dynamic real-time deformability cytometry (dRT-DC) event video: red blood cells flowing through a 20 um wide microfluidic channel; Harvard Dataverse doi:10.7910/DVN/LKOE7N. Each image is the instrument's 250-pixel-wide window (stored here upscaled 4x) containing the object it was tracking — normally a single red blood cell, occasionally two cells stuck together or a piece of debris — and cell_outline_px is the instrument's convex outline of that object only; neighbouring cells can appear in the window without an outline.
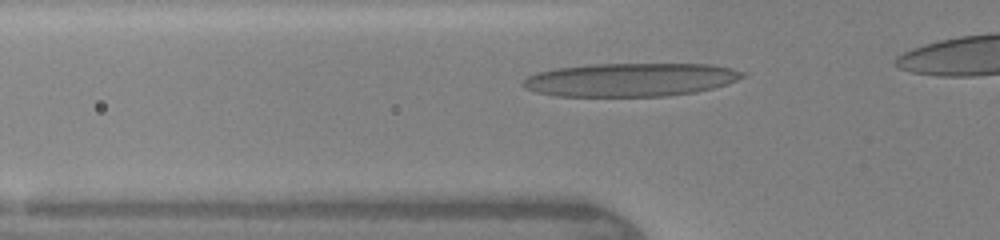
{"species": "human", "species_latin": "Homo sapiens", "temperature_condition": "warm", "stored_images_in_passage": 30, "camera_frame_rate_fps": 3000, "um_per_image_px": 0.085, "donor": {"sex": "female"}, "frame": {"image": 1, "passage_image": 6, "time_ms": 1.667, "image_size_px": [1000, 240], "cell_outline_px": [[748, 76], [728, 84], [696, 92], [668, 96], [556, 96], [536, 92], [524, 88], [520, 84], [528, 76], [536, 72], [556, 68], [592, 64], [708, 64], [732, 68], [748, 72]], "centroid_in_image_um": [53.63, 6.77], "position_along_channel_um": 72.2, "area_um2": 43.12}}
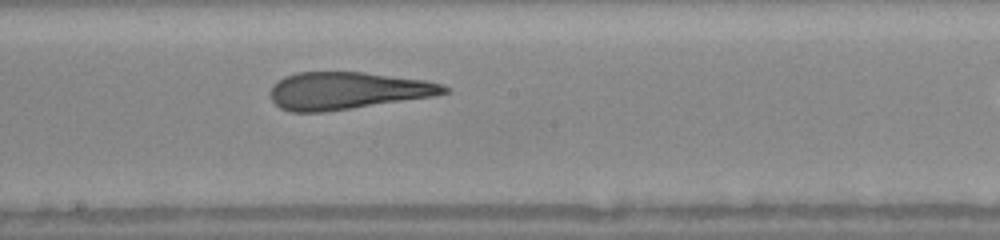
{"frame": {"image": 2, "passage_image": 16, "time_ms": 5.0, "image_size_px": [1000, 240], "cell_outline_px": [[448, 92], [432, 96], [320, 112], [288, 112], [280, 108], [272, 100], [268, 92], [272, 84], [276, 80], [284, 76], [296, 72], [364, 72], [424, 80], [444, 84], [448, 88]], "centroid_in_image_um": [29.43, 7.69], "position_along_channel_um": 218.8, "area_um2": 37.57}}
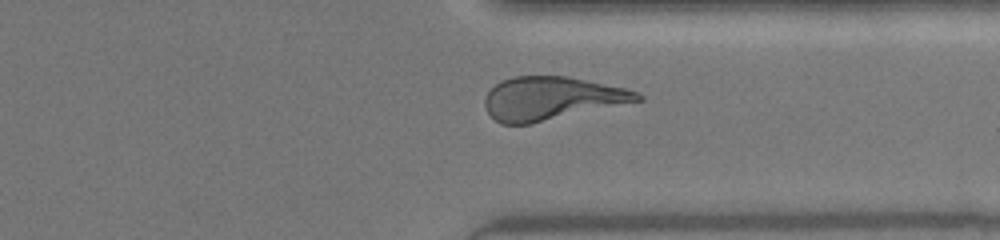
{"frame": {"image": 3, "passage_image": 26, "time_ms": 8.333, "image_size_px": [1000, 240], "cell_outline_px": [[644, 100], [528, 124], [500, 124], [488, 112], [484, 104], [484, 100], [488, 92], [500, 80], [512, 76], [568, 76], [624, 88], [640, 92], [644, 96]], "centroid_in_image_um": [46.88, 8.35], "position_along_channel_um": 364.5, "area_um2": 38.26}}